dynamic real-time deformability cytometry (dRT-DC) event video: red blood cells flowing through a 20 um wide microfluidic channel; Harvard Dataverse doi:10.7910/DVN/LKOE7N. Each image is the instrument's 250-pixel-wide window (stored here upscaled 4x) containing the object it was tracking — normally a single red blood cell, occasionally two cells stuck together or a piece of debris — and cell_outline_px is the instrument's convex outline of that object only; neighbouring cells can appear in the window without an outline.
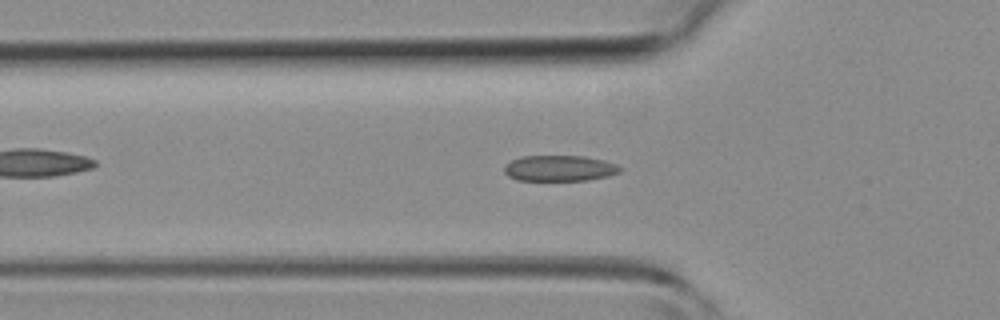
{"species": "common noctule bat (a hibernating species)", "species_latin": "Nyctalus noctula", "temperature_condition": "room temperature", "stored_images_in_passage": 41, "camera_frame_rate_fps": 3000, "um_per_image_px": 0.085, "animal": {"sex": "female", "body_mass_g": 19.3, "forearm_length_mm": 54.1}, "frame": {"image": 1, "passage_image": 10, "time_ms": 3.0, "image_size_px": [1000, 320], "cell_outline_px": [[624, 168], [620, 172], [608, 176], [588, 180], [516, 180], [508, 176], [504, 172], [504, 164], [520, 156], [584, 156], [604, 160], [616, 164]], "centroid_in_image_um": [47.56, 14.3], "position_along_channel_um": 78.2, "area_um2": 17.57}}
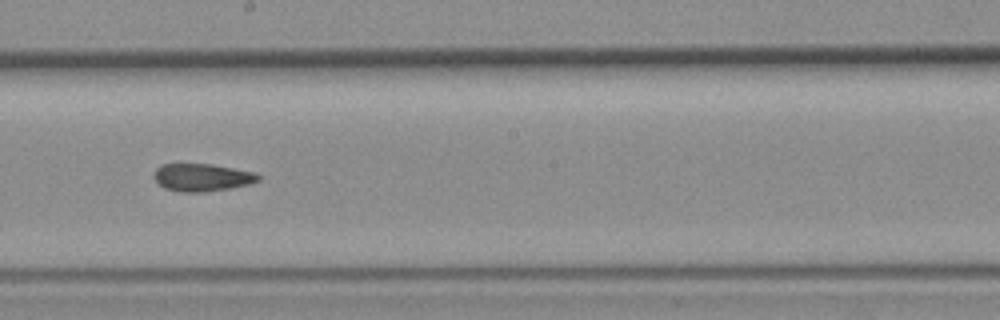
{"frame": {"image": 2, "passage_image": 20, "time_ms": 6.333, "image_size_px": [1000, 320], "cell_outline_px": [[260, 180], [248, 184], [228, 188], [204, 192], [180, 192], [164, 188], [152, 176], [156, 168], [160, 164], [212, 164], [256, 172], [260, 176]], "centroid_in_image_um": [17.16, 15.07], "position_along_channel_um": 231.0, "area_um2": 16.82}}
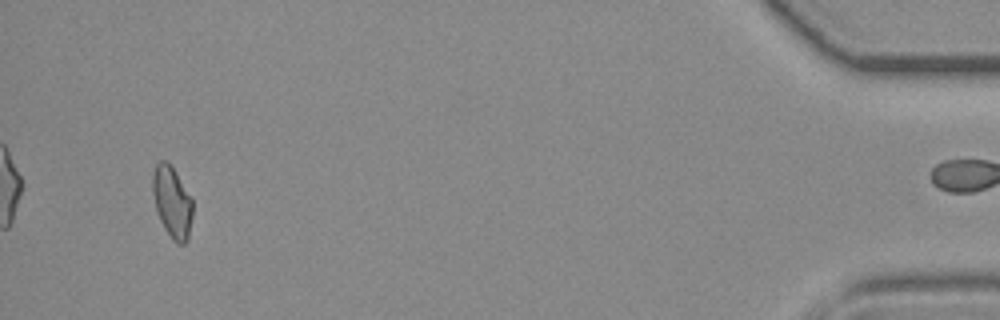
{"frame": {"image": 3, "passage_image": 38, "time_ms": 12.333, "image_size_px": [1000, 320], "cell_outline_px": [[192, 216], [188, 240], [184, 244], [176, 244], [172, 240], [164, 228], [156, 212], [152, 192], [152, 176], [156, 164], [160, 160], [168, 160], [192, 196]], "centroid_in_image_um": [14.63, 17.17], "position_along_channel_um": 420.6, "area_um2": 17.05}}